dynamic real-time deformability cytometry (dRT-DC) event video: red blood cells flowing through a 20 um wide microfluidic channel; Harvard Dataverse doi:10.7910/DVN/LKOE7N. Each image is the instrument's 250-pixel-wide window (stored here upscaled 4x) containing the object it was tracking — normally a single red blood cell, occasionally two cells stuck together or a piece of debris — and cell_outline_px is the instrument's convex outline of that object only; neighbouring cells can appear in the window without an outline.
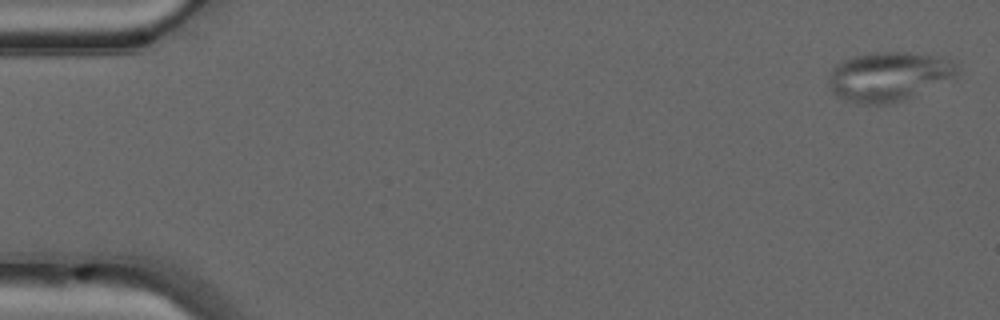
{"species": "common noctule bat (a hibernating species)", "species_latin": "Nyctalus noctula", "temperature_condition": "warm", "stored_images_in_passage": 49, "camera_frame_rate_fps": 3000, "um_per_image_px": 0.085, "animal": {"sex": "male", "forearm_length_mm": 52.5}, "frame": {"image": 1, "passage_image": 1, "time_ms": 0.0, "image_size_px": [1000, 320], "cell_outline_px": [[960, 76], [956, 80], [904, 100], [888, 104], [856, 104], [844, 100], [836, 96], [832, 92], [828, 84], [828, 80], [832, 68], [836, 64], [852, 56], [880, 52], [908, 52], [936, 56], [952, 60], [960, 68]], "centroid_in_image_um": [75.62, 6.52], "position_along_channel_um": 9.4, "area_um2": 37.92}}
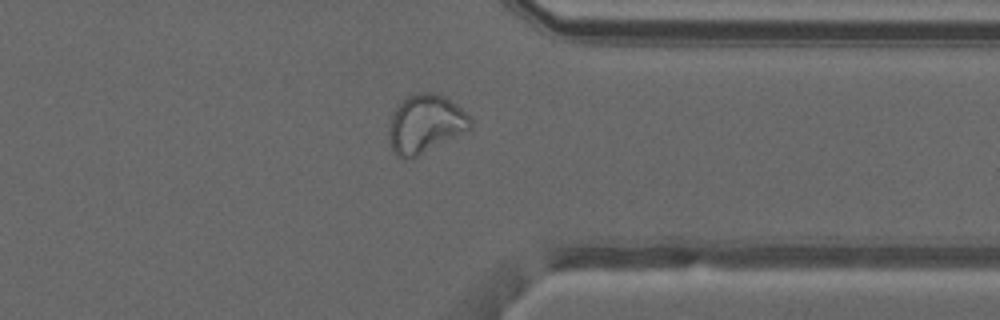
{"frame": {"image": 2, "passage_image": 38, "time_ms": 12.333, "image_size_px": [1000, 320], "cell_outline_px": [[472, 124], [468, 128], [416, 156], [400, 160], [392, 152], [388, 140], [388, 120], [396, 104], [400, 100], [416, 92], [436, 92], [444, 96], [456, 104], [472, 120]], "centroid_in_image_um": [36.03, 10.49], "position_along_channel_um": 375.4, "area_um2": 27.63}}
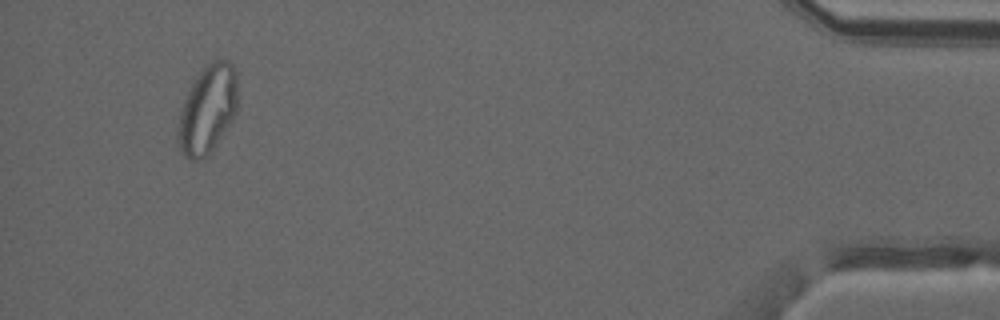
{"frame": {"image": 3, "passage_image": 46, "time_ms": 15.0, "image_size_px": [1000, 320], "cell_outline_px": [[236, 112], [232, 120], [208, 156], [200, 160], [192, 160], [184, 156], [176, 140], [176, 136], [180, 112], [184, 100], [196, 76], [212, 60], [228, 60], [232, 64], [236, 72]], "centroid_in_image_um": [17.62, 9.33], "position_along_channel_um": 417.6, "area_um2": 30.52}, "authors_computed_cell_mechanics": {"area_um2": 29.478, "velocity_mm_per_s": 4.1504, "shape_relaxation_time_tau1_ms": null, "shape_relaxation_time_tau2_ms": 0.9468, "deformation_change_tau1": null, "deformation_change_tau2": 0.0663}}